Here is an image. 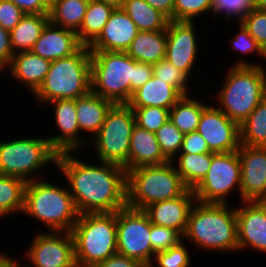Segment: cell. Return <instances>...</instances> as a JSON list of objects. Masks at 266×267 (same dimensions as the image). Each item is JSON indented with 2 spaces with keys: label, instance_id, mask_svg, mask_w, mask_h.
<instances>
[{
  "label": "cell",
  "instance_id": "6da1fadb",
  "mask_svg": "<svg viewBox=\"0 0 266 267\" xmlns=\"http://www.w3.org/2000/svg\"><path fill=\"white\" fill-rule=\"evenodd\" d=\"M73 152L58 153L56 167L64 174L79 214L114 213L127 206V171L116 164L81 161Z\"/></svg>",
  "mask_w": 266,
  "mask_h": 267
},
{
  "label": "cell",
  "instance_id": "7a4b0ae2",
  "mask_svg": "<svg viewBox=\"0 0 266 267\" xmlns=\"http://www.w3.org/2000/svg\"><path fill=\"white\" fill-rule=\"evenodd\" d=\"M230 206L196 201L189 212L183 239L205 251L237 252L236 206Z\"/></svg>",
  "mask_w": 266,
  "mask_h": 267
},
{
  "label": "cell",
  "instance_id": "3957f363",
  "mask_svg": "<svg viewBox=\"0 0 266 267\" xmlns=\"http://www.w3.org/2000/svg\"><path fill=\"white\" fill-rule=\"evenodd\" d=\"M227 71L214 100L218 109L240 125L266 96V68L238 57Z\"/></svg>",
  "mask_w": 266,
  "mask_h": 267
},
{
  "label": "cell",
  "instance_id": "277c9868",
  "mask_svg": "<svg viewBox=\"0 0 266 267\" xmlns=\"http://www.w3.org/2000/svg\"><path fill=\"white\" fill-rule=\"evenodd\" d=\"M65 186L42 178L27 182L23 213L47 226L48 231L71 232L79 212Z\"/></svg>",
  "mask_w": 266,
  "mask_h": 267
},
{
  "label": "cell",
  "instance_id": "5b68a950",
  "mask_svg": "<svg viewBox=\"0 0 266 267\" xmlns=\"http://www.w3.org/2000/svg\"><path fill=\"white\" fill-rule=\"evenodd\" d=\"M91 92V53L83 46L72 56L51 62L49 71L35 97L42 106L53 100L77 99Z\"/></svg>",
  "mask_w": 266,
  "mask_h": 267
},
{
  "label": "cell",
  "instance_id": "8992f818",
  "mask_svg": "<svg viewBox=\"0 0 266 267\" xmlns=\"http://www.w3.org/2000/svg\"><path fill=\"white\" fill-rule=\"evenodd\" d=\"M71 233L77 267H93L117 253L116 212L79 214Z\"/></svg>",
  "mask_w": 266,
  "mask_h": 267
},
{
  "label": "cell",
  "instance_id": "52a82bcc",
  "mask_svg": "<svg viewBox=\"0 0 266 267\" xmlns=\"http://www.w3.org/2000/svg\"><path fill=\"white\" fill-rule=\"evenodd\" d=\"M188 188L172 161L127 171V206L144 210L150 204L174 199Z\"/></svg>",
  "mask_w": 266,
  "mask_h": 267
},
{
  "label": "cell",
  "instance_id": "ba28073f",
  "mask_svg": "<svg viewBox=\"0 0 266 267\" xmlns=\"http://www.w3.org/2000/svg\"><path fill=\"white\" fill-rule=\"evenodd\" d=\"M91 92L127 104L132 96L133 58L126 52L90 51Z\"/></svg>",
  "mask_w": 266,
  "mask_h": 267
},
{
  "label": "cell",
  "instance_id": "9c48e42d",
  "mask_svg": "<svg viewBox=\"0 0 266 267\" xmlns=\"http://www.w3.org/2000/svg\"><path fill=\"white\" fill-rule=\"evenodd\" d=\"M42 137H21L0 142V174L29 182L40 179L39 171L46 165H56L58 152L47 137Z\"/></svg>",
  "mask_w": 266,
  "mask_h": 267
},
{
  "label": "cell",
  "instance_id": "30bf717a",
  "mask_svg": "<svg viewBox=\"0 0 266 267\" xmlns=\"http://www.w3.org/2000/svg\"><path fill=\"white\" fill-rule=\"evenodd\" d=\"M135 115L128 104H114L98 133L89 141L95 147L97 161L112 163L128 171L130 139Z\"/></svg>",
  "mask_w": 266,
  "mask_h": 267
},
{
  "label": "cell",
  "instance_id": "8fae6325",
  "mask_svg": "<svg viewBox=\"0 0 266 267\" xmlns=\"http://www.w3.org/2000/svg\"><path fill=\"white\" fill-rule=\"evenodd\" d=\"M241 199V167L237 151L216 153L205 178L193 189L196 201L227 204L233 191Z\"/></svg>",
  "mask_w": 266,
  "mask_h": 267
},
{
  "label": "cell",
  "instance_id": "7c38bea8",
  "mask_svg": "<svg viewBox=\"0 0 266 267\" xmlns=\"http://www.w3.org/2000/svg\"><path fill=\"white\" fill-rule=\"evenodd\" d=\"M117 253L140 261L146 267L153 263L150 241L151 222L143 210L126 206L116 211ZM152 258V259H151Z\"/></svg>",
  "mask_w": 266,
  "mask_h": 267
},
{
  "label": "cell",
  "instance_id": "4fadbf2b",
  "mask_svg": "<svg viewBox=\"0 0 266 267\" xmlns=\"http://www.w3.org/2000/svg\"><path fill=\"white\" fill-rule=\"evenodd\" d=\"M37 233L23 254L31 267H77L71 232Z\"/></svg>",
  "mask_w": 266,
  "mask_h": 267
},
{
  "label": "cell",
  "instance_id": "5bb4252c",
  "mask_svg": "<svg viewBox=\"0 0 266 267\" xmlns=\"http://www.w3.org/2000/svg\"><path fill=\"white\" fill-rule=\"evenodd\" d=\"M197 131L212 153L237 151L241 145L240 125L214 105L203 110Z\"/></svg>",
  "mask_w": 266,
  "mask_h": 267
},
{
  "label": "cell",
  "instance_id": "9a60e30c",
  "mask_svg": "<svg viewBox=\"0 0 266 267\" xmlns=\"http://www.w3.org/2000/svg\"><path fill=\"white\" fill-rule=\"evenodd\" d=\"M195 23L196 21L169 20L167 25L166 59L189 78L194 70L200 46Z\"/></svg>",
  "mask_w": 266,
  "mask_h": 267
},
{
  "label": "cell",
  "instance_id": "2e32d148",
  "mask_svg": "<svg viewBox=\"0 0 266 267\" xmlns=\"http://www.w3.org/2000/svg\"><path fill=\"white\" fill-rule=\"evenodd\" d=\"M240 205L236 206L238 251L252 249L265 254L266 201H240Z\"/></svg>",
  "mask_w": 266,
  "mask_h": 267
},
{
  "label": "cell",
  "instance_id": "e0dca14e",
  "mask_svg": "<svg viewBox=\"0 0 266 267\" xmlns=\"http://www.w3.org/2000/svg\"><path fill=\"white\" fill-rule=\"evenodd\" d=\"M54 108L56 129L60 134L50 136V145L58 152H77L83 147H89L90 138L80 133L76 118V99H59L50 101ZM80 133V134H79ZM88 137V138H87ZM86 145V146H85Z\"/></svg>",
  "mask_w": 266,
  "mask_h": 267
},
{
  "label": "cell",
  "instance_id": "ac0fdd59",
  "mask_svg": "<svg viewBox=\"0 0 266 267\" xmlns=\"http://www.w3.org/2000/svg\"><path fill=\"white\" fill-rule=\"evenodd\" d=\"M241 202L266 201V147L240 145Z\"/></svg>",
  "mask_w": 266,
  "mask_h": 267
},
{
  "label": "cell",
  "instance_id": "d6986e66",
  "mask_svg": "<svg viewBox=\"0 0 266 267\" xmlns=\"http://www.w3.org/2000/svg\"><path fill=\"white\" fill-rule=\"evenodd\" d=\"M139 33L122 8H115L99 36L88 46L90 51L126 52Z\"/></svg>",
  "mask_w": 266,
  "mask_h": 267
},
{
  "label": "cell",
  "instance_id": "ffe728a7",
  "mask_svg": "<svg viewBox=\"0 0 266 267\" xmlns=\"http://www.w3.org/2000/svg\"><path fill=\"white\" fill-rule=\"evenodd\" d=\"M195 202L193 190L187 189L181 196L150 204L143 211L152 224L172 228L183 236L189 212Z\"/></svg>",
  "mask_w": 266,
  "mask_h": 267
},
{
  "label": "cell",
  "instance_id": "44dd1931",
  "mask_svg": "<svg viewBox=\"0 0 266 267\" xmlns=\"http://www.w3.org/2000/svg\"><path fill=\"white\" fill-rule=\"evenodd\" d=\"M83 46L76 32L49 21L31 51L52 62L72 56Z\"/></svg>",
  "mask_w": 266,
  "mask_h": 267
},
{
  "label": "cell",
  "instance_id": "7402d4cb",
  "mask_svg": "<svg viewBox=\"0 0 266 267\" xmlns=\"http://www.w3.org/2000/svg\"><path fill=\"white\" fill-rule=\"evenodd\" d=\"M50 65L51 61L37 56L32 51H23L13 55L6 70L11 74L10 77L25 85L33 95L43 83Z\"/></svg>",
  "mask_w": 266,
  "mask_h": 267
},
{
  "label": "cell",
  "instance_id": "603a6c76",
  "mask_svg": "<svg viewBox=\"0 0 266 267\" xmlns=\"http://www.w3.org/2000/svg\"><path fill=\"white\" fill-rule=\"evenodd\" d=\"M168 162L160 149L155 133L135 125L130 139L128 170L163 165Z\"/></svg>",
  "mask_w": 266,
  "mask_h": 267
},
{
  "label": "cell",
  "instance_id": "cb8c5ba5",
  "mask_svg": "<svg viewBox=\"0 0 266 267\" xmlns=\"http://www.w3.org/2000/svg\"><path fill=\"white\" fill-rule=\"evenodd\" d=\"M183 95L172 85L152 76L142 87L134 91L130 107L156 106L171 109Z\"/></svg>",
  "mask_w": 266,
  "mask_h": 267
},
{
  "label": "cell",
  "instance_id": "d4e9b609",
  "mask_svg": "<svg viewBox=\"0 0 266 267\" xmlns=\"http://www.w3.org/2000/svg\"><path fill=\"white\" fill-rule=\"evenodd\" d=\"M114 103L92 92L76 99V118L80 132L92 139L101 128L104 119ZM90 133V134H89ZM92 135V136H91Z\"/></svg>",
  "mask_w": 266,
  "mask_h": 267
},
{
  "label": "cell",
  "instance_id": "484cf974",
  "mask_svg": "<svg viewBox=\"0 0 266 267\" xmlns=\"http://www.w3.org/2000/svg\"><path fill=\"white\" fill-rule=\"evenodd\" d=\"M167 28L160 31H139L126 53L141 63L155 64L166 58Z\"/></svg>",
  "mask_w": 266,
  "mask_h": 267
},
{
  "label": "cell",
  "instance_id": "4316f807",
  "mask_svg": "<svg viewBox=\"0 0 266 267\" xmlns=\"http://www.w3.org/2000/svg\"><path fill=\"white\" fill-rule=\"evenodd\" d=\"M49 22V14H25L9 32L12 50L15 53L31 51Z\"/></svg>",
  "mask_w": 266,
  "mask_h": 267
},
{
  "label": "cell",
  "instance_id": "83f0119b",
  "mask_svg": "<svg viewBox=\"0 0 266 267\" xmlns=\"http://www.w3.org/2000/svg\"><path fill=\"white\" fill-rule=\"evenodd\" d=\"M216 153H179L172 161L188 189L193 190L206 176ZM177 161V162H176Z\"/></svg>",
  "mask_w": 266,
  "mask_h": 267
},
{
  "label": "cell",
  "instance_id": "f1b7e54d",
  "mask_svg": "<svg viewBox=\"0 0 266 267\" xmlns=\"http://www.w3.org/2000/svg\"><path fill=\"white\" fill-rule=\"evenodd\" d=\"M182 96L170 109L169 120L183 133L197 131L203 110L210 104L202 98ZM204 100V102H203Z\"/></svg>",
  "mask_w": 266,
  "mask_h": 267
},
{
  "label": "cell",
  "instance_id": "f546056e",
  "mask_svg": "<svg viewBox=\"0 0 266 267\" xmlns=\"http://www.w3.org/2000/svg\"><path fill=\"white\" fill-rule=\"evenodd\" d=\"M89 0H51L49 21L74 32L80 29Z\"/></svg>",
  "mask_w": 266,
  "mask_h": 267
},
{
  "label": "cell",
  "instance_id": "4dcf8cb0",
  "mask_svg": "<svg viewBox=\"0 0 266 267\" xmlns=\"http://www.w3.org/2000/svg\"><path fill=\"white\" fill-rule=\"evenodd\" d=\"M122 9L139 31H160L167 28L169 19L145 0H125Z\"/></svg>",
  "mask_w": 266,
  "mask_h": 267
},
{
  "label": "cell",
  "instance_id": "1f68e13d",
  "mask_svg": "<svg viewBox=\"0 0 266 267\" xmlns=\"http://www.w3.org/2000/svg\"><path fill=\"white\" fill-rule=\"evenodd\" d=\"M114 9L110 4L89 0L83 22L76 32L84 46H89L99 36Z\"/></svg>",
  "mask_w": 266,
  "mask_h": 267
},
{
  "label": "cell",
  "instance_id": "d6a6232c",
  "mask_svg": "<svg viewBox=\"0 0 266 267\" xmlns=\"http://www.w3.org/2000/svg\"><path fill=\"white\" fill-rule=\"evenodd\" d=\"M26 184L21 178L0 174V220L10 214H23Z\"/></svg>",
  "mask_w": 266,
  "mask_h": 267
},
{
  "label": "cell",
  "instance_id": "836d02e7",
  "mask_svg": "<svg viewBox=\"0 0 266 267\" xmlns=\"http://www.w3.org/2000/svg\"><path fill=\"white\" fill-rule=\"evenodd\" d=\"M241 145L266 147V96L240 124Z\"/></svg>",
  "mask_w": 266,
  "mask_h": 267
},
{
  "label": "cell",
  "instance_id": "e575fe53",
  "mask_svg": "<svg viewBox=\"0 0 266 267\" xmlns=\"http://www.w3.org/2000/svg\"><path fill=\"white\" fill-rule=\"evenodd\" d=\"M153 76L175 87L183 96L191 94L192 89L188 86L191 78L166 58L153 64Z\"/></svg>",
  "mask_w": 266,
  "mask_h": 267
},
{
  "label": "cell",
  "instance_id": "d590c367",
  "mask_svg": "<svg viewBox=\"0 0 266 267\" xmlns=\"http://www.w3.org/2000/svg\"><path fill=\"white\" fill-rule=\"evenodd\" d=\"M155 135L164 156L169 161L173 160L180 152L184 134L170 120H167Z\"/></svg>",
  "mask_w": 266,
  "mask_h": 267
},
{
  "label": "cell",
  "instance_id": "8d00e7d4",
  "mask_svg": "<svg viewBox=\"0 0 266 267\" xmlns=\"http://www.w3.org/2000/svg\"><path fill=\"white\" fill-rule=\"evenodd\" d=\"M134 112L136 125L155 133L167 120H169L170 109L148 106L131 107Z\"/></svg>",
  "mask_w": 266,
  "mask_h": 267
},
{
  "label": "cell",
  "instance_id": "74e56055",
  "mask_svg": "<svg viewBox=\"0 0 266 267\" xmlns=\"http://www.w3.org/2000/svg\"><path fill=\"white\" fill-rule=\"evenodd\" d=\"M253 9H255L254 0H212L211 14L213 20L220 13L225 15L226 20L235 18L238 20L237 23H241Z\"/></svg>",
  "mask_w": 266,
  "mask_h": 267
},
{
  "label": "cell",
  "instance_id": "f35d334b",
  "mask_svg": "<svg viewBox=\"0 0 266 267\" xmlns=\"http://www.w3.org/2000/svg\"><path fill=\"white\" fill-rule=\"evenodd\" d=\"M210 12L212 0H174L173 21L194 22L198 16Z\"/></svg>",
  "mask_w": 266,
  "mask_h": 267
},
{
  "label": "cell",
  "instance_id": "ab89813d",
  "mask_svg": "<svg viewBox=\"0 0 266 267\" xmlns=\"http://www.w3.org/2000/svg\"><path fill=\"white\" fill-rule=\"evenodd\" d=\"M183 242L186 243L183 240L168 250L156 253L153 259L156 263H151L150 267H154L153 264L158 267H190L192 263L190 250Z\"/></svg>",
  "mask_w": 266,
  "mask_h": 267
},
{
  "label": "cell",
  "instance_id": "60d3db41",
  "mask_svg": "<svg viewBox=\"0 0 266 267\" xmlns=\"http://www.w3.org/2000/svg\"><path fill=\"white\" fill-rule=\"evenodd\" d=\"M150 241L153 259L156 253L168 250L183 241V236L176 230L151 223Z\"/></svg>",
  "mask_w": 266,
  "mask_h": 267
},
{
  "label": "cell",
  "instance_id": "b9f144b4",
  "mask_svg": "<svg viewBox=\"0 0 266 267\" xmlns=\"http://www.w3.org/2000/svg\"><path fill=\"white\" fill-rule=\"evenodd\" d=\"M241 23L261 47L266 44V11L253 9Z\"/></svg>",
  "mask_w": 266,
  "mask_h": 267
},
{
  "label": "cell",
  "instance_id": "7bdbcfd3",
  "mask_svg": "<svg viewBox=\"0 0 266 267\" xmlns=\"http://www.w3.org/2000/svg\"><path fill=\"white\" fill-rule=\"evenodd\" d=\"M238 24L239 32L229 40V44H231V48L239 54H250L254 53L256 56L261 57L262 55V47L258 44L255 39L249 34L248 30L244 27L242 23Z\"/></svg>",
  "mask_w": 266,
  "mask_h": 267
},
{
  "label": "cell",
  "instance_id": "ee69618b",
  "mask_svg": "<svg viewBox=\"0 0 266 267\" xmlns=\"http://www.w3.org/2000/svg\"><path fill=\"white\" fill-rule=\"evenodd\" d=\"M25 16V13L11 0H0V25L11 31Z\"/></svg>",
  "mask_w": 266,
  "mask_h": 267
},
{
  "label": "cell",
  "instance_id": "f6af8a7d",
  "mask_svg": "<svg viewBox=\"0 0 266 267\" xmlns=\"http://www.w3.org/2000/svg\"><path fill=\"white\" fill-rule=\"evenodd\" d=\"M179 153L187 154H201V153H212L209 150L207 142L201 136L198 131L184 134L182 146Z\"/></svg>",
  "mask_w": 266,
  "mask_h": 267
},
{
  "label": "cell",
  "instance_id": "bcb514c9",
  "mask_svg": "<svg viewBox=\"0 0 266 267\" xmlns=\"http://www.w3.org/2000/svg\"><path fill=\"white\" fill-rule=\"evenodd\" d=\"M153 76V64L137 62L133 59L132 95Z\"/></svg>",
  "mask_w": 266,
  "mask_h": 267
},
{
  "label": "cell",
  "instance_id": "7dc6e473",
  "mask_svg": "<svg viewBox=\"0 0 266 267\" xmlns=\"http://www.w3.org/2000/svg\"><path fill=\"white\" fill-rule=\"evenodd\" d=\"M25 14H49L51 0H11Z\"/></svg>",
  "mask_w": 266,
  "mask_h": 267
},
{
  "label": "cell",
  "instance_id": "c3c4849f",
  "mask_svg": "<svg viewBox=\"0 0 266 267\" xmlns=\"http://www.w3.org/2000/svg\"><path fill=\"white\" fill-rule=\"evenodd\" d=\"M93 267H146L140 261L116 253Z\"/></svg>",
  "mask_w": 266,
  "mask_h": 267
},
{
  "label": "cell",
  "instance_id": "681fc988",
  "mask_svg": "<svg viewBox=\"0 0 266 267\" xmlns=\"http://www.w3.org/2000/svg\"><path fill=\"white\" fill-rule=\"evenodd\" d=\"M14 55L10 43V33L0 25V66L5 70Z\"/></svg>",
  "mask_w": 266,
  "mask_h": 267
},
{
  "label": "cell",
  "instance_id": "f907efd6",
  "mask_svg": "<svg viewBox=\"0 0 266 267\" xmlns=\"http://www.w3.org/2000/svg\"><path fill=\"white\" fill-rule=\"evenodd\" d=\"M154 9L159 10L169 20H173L174 0H145Z\"/></svg>",
  "mask_w": 266,
  "mask_h": 267
},
{
  "label": "cell",
  "instance_id": "816d5d0a",
  "mask_svg": "<svg viewBox=\"0 0 266 267\" xmlns=\"http://www.w3.org/2000/svg\"><path fill=\"white\" fill-rule=\"evenodd\" d=\"M17 259H11L10 256L5 255L4 253H0V267H24L21 266V263L19 264V261H16Z\"/></svg>",
  "mask_w": 266,
  "mask_h": 267
},
{
  "label": "cell",
  "instance_id": "f5cc1de1",
  "mask_svg": "<svg viewBox=\"0 0 266 267\" xmlns=\"http://www.w3.org/2000/svg\"><path fill=\"white\" fill-rule=\"evenodd\" d=\"M112 5L114 8H122L125 0H94Z\"/></svg>",
  "mask_w": 266,
  "mask_h": 267
},
{
  "label": "cell",
  "instance_id": "db71d44e",
  "mask_svg": "<svg viewBox=\"0 0 266 267\" xmlns=\"http://www.w3.org/2000/svg\"><path fill=\"white\" fill-rule=\"evenodd\" d=\"M254 7L257 10L266 11V0H254Z\"/></svg>",
  "mask_w": 266,
  "mask_h": 267
},
{
  "label": "cell",
  "instance_id": "11a10c76",
  "mask_svg": "<svg viewBox=\"0 0 266 267\" xmlns=\"http://www.w3.org/2000/svg\"><path fill=\"white\" fill-rule=\"evenodd\" d=\"M262 58V61L263 60H266V44L262 46V55H261Z\"/></svg>",
  "mask_w": 266,
  "mask_h": 267
},
{
  "label": "cell",
  "instance_id": "9f6ffc18",
  "mask_svg": "<svg viewBox=\"0 0 266 267\" xmlns=\"http://www.w3.org/2000/svg\"><path fill=\"white\" fill-rule=\"evenodd\" d=\"M3 71L5 72V70H3V68L0 66V73H3Z\"/></svg>",
  "mask_w": 266,
  "mask_h": 267
}]
</instances>
